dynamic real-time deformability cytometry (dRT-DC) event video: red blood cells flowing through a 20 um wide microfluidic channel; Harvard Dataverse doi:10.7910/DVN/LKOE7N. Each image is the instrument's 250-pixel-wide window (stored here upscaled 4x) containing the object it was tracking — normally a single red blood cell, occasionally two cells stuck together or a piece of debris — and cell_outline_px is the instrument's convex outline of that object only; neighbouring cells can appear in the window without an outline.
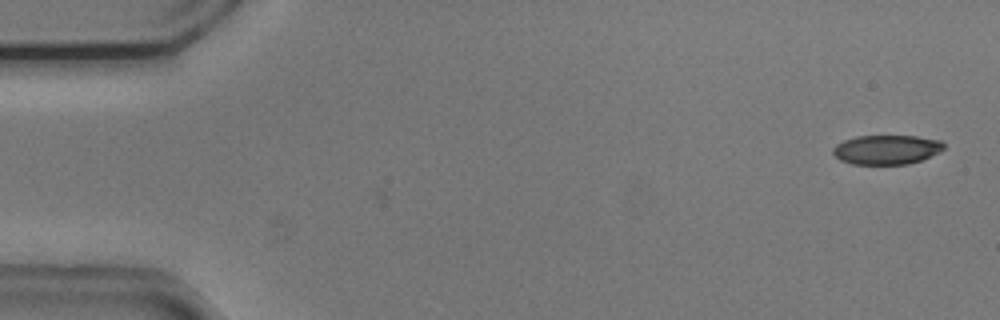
{"species": "common noctule bat (a hibernating species)", "species_latin": "Nyctalus noctula", "temperature_condition": "cold", "stored_images_in_passage": 2, "camera_frame_rate_fps": 3000, "um_per_image_px": 0.085, "animal": {"sex": "male", "body_mass_g": 20.5, "forearm_length_mm": 52.5}, "frame": {"image": 1, "passage_image": 2, "time_ms": 0.333, "image_size_px": [1000, 320], "cell_outline_px": [[944, 148], [920, 160], [908, 164], [852, 164], [840, 160], [832, 152], [832, 148], [836, 144], [844, 140], [856, 136], [916, 136], [940, 140], [944, 144]], "centroid_in_image_um": [75.31, 12.71], "position_along_channel_um": 9.7, "area_um2": 18.79}}